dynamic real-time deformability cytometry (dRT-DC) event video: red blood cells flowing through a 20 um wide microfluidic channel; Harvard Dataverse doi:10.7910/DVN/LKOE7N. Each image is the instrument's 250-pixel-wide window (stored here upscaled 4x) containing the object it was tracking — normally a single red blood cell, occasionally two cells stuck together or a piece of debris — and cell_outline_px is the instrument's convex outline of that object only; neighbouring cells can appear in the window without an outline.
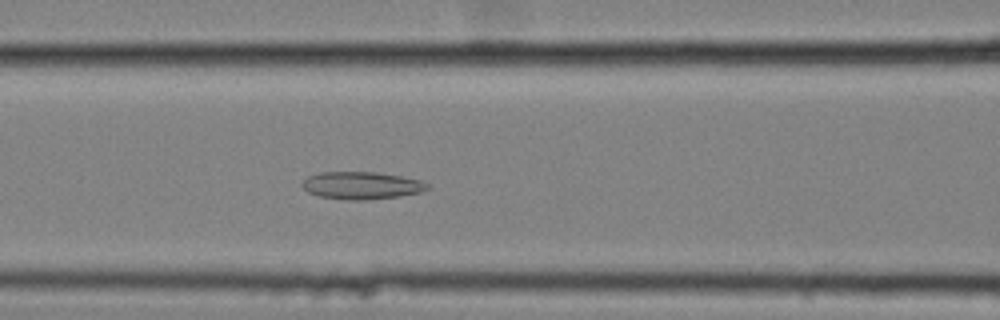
{"species": "common noctule bat (a hibernating species)", "species_latin": "Nyctalus noctula", "temperature_condition": "cold", "stored_images_in_passage": 51, "camera_frame_rate_fps": 3000, "um_per_image_px": 0.085, "animal": {"sex": "female", "body_mass_g": 25.1}, "frame": {"image": 1, "passage_image": 18, "time_ms": 5.667, "image_size_px": [1000, 320], "cell_outline_px": [[432, 188], [424, 192], [400, 196], [364, 200], [344, 200], [320, 196], [308, 192], [304, 188], [304, 180], [308, 176], [320, 172], [376, 172], [400, 176], [420, 180], [428, 184]], "centroid_in_image_um": [30.79, 15.77], "position_along_channel_um": 135.8, "area_um2": 20.06}}
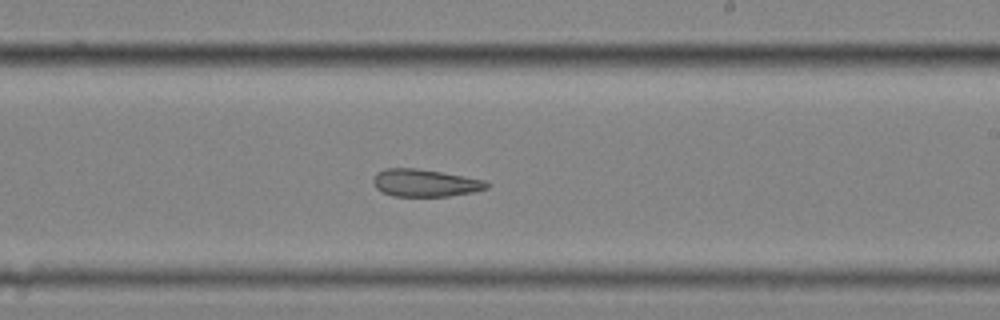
{"frame": {"image": 2, "passage_image": 28, "time_ms": 9.0, "image_size_px": [1000, 320], "cell_outline_px": [[492, 184], [488, 188], [472, 192], [448, 196], [392, 196], [376, 188], [372, 180], [376, 172], [384, 168], [416, 168], [440, 172], [484, 180]], "centroid_in_image_um": [36.11, 15.54], "position_along_channel_um": 252.9, "area_um2": 18.09}}
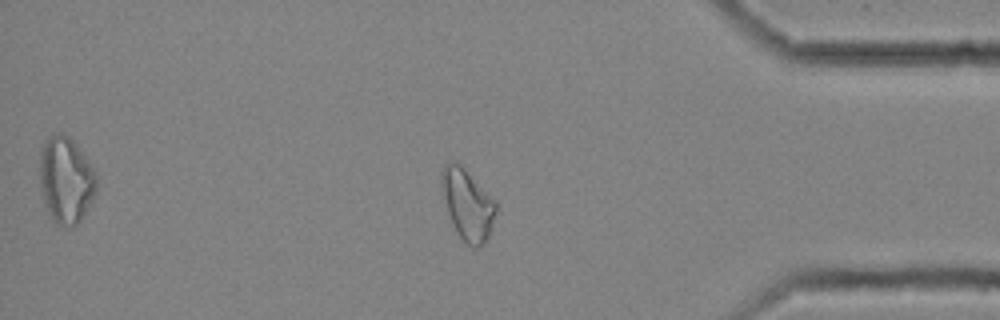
{"frame": {"image": 3, "passage_image": 42, "time_ms": 13.667, "image_size_px": [1000, 320], "cell_outline_px": [[496, 212], [488, 236], [476, 248], [472, 248], [456, 232], [452, 224], [440, 188], [440, 172], [444, 164], [452, 160], [460, 164], [496, 200]], "centroid_in_image_um": [39.7, 17.32], "position_along_channel_um": 395.5, "area_um2": 22.37}}